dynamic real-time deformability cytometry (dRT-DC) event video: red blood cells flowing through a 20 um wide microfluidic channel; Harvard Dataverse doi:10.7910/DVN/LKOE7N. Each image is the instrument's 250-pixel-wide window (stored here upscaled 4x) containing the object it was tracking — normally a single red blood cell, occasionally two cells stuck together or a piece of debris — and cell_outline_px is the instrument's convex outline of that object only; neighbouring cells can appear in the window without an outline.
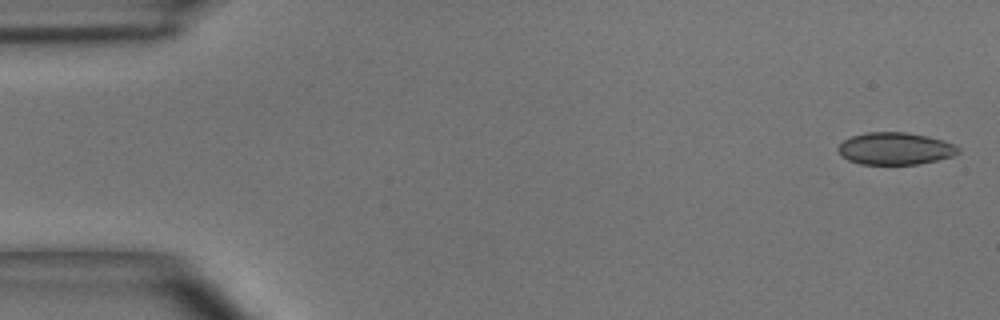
{"species": "common noctule bat (a hibernating species)", "species_latin": "Nyctalus noctula", "temperature_condition": "room temperature", "stored_images_in_passage": 11, "camera_frame_rate_fps": 3000, "um_per_image_px": 0.085, "animal": {"sex": "male", "body_mass_g": 15.6}, "frame": {"image": 1, "passage_image": 1, "time_ms": 0.0, "image_size_px": [1000, 320], "cell_outline_px": [[960, 152], [952, 156], [936, 160], [916, 164], [860, 164], [848, 160], [840, 156], [836, 148], [844, 140], [852, 136], [868, 132], [904, 132], [928, 136], [944, 140], [956, 144], [960, 148]], "centroid_in_image_um": [76.09, 12.62], "position_along_channel_um": 8.9, "area_um2": 22.66}}